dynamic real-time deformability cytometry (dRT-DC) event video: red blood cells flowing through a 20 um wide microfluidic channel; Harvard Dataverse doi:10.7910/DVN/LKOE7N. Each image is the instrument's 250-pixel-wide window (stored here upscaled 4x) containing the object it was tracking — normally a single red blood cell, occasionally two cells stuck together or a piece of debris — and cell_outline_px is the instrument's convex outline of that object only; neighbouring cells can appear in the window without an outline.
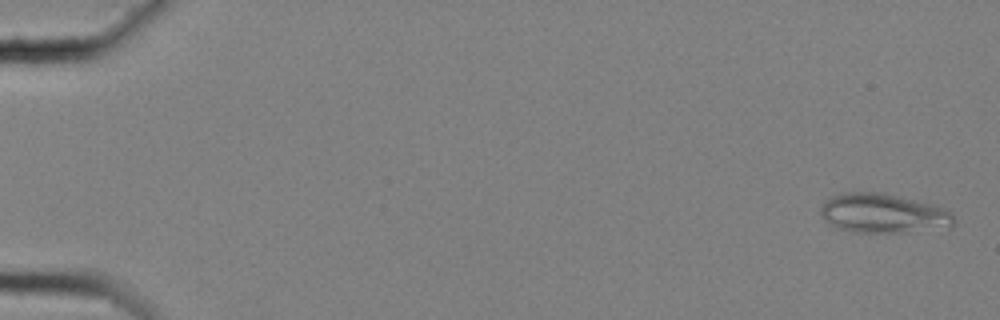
{"species": "common noctule bat (a hibernating species)", "species_latin": "Nyctalus noctula", "temperature_condition": "cold", "stored_images_in_passage": 59, "camera_frame_rate_fps": 3000, "um_per_image_px": 0.085, "animal": {"sex": "female", "body_mass_g": 25.1}, "frame": {"image": 1, "passage_image": 2, "time_ms": 0.333, "image_size_px": [1000, 320], "cell_outline_px": [[956, 224], [908, 232], [856, 232], [840, 228], [824, 220], [820, 212], [820, 208], [824, 200], [840, 192], [884, 192], [948, 208], [952, 212], [956, 220]], "centroid_in_image_um": [75.06, 18.1], "position_along_channel_um": 9.9, "area_um2": 30.58}}
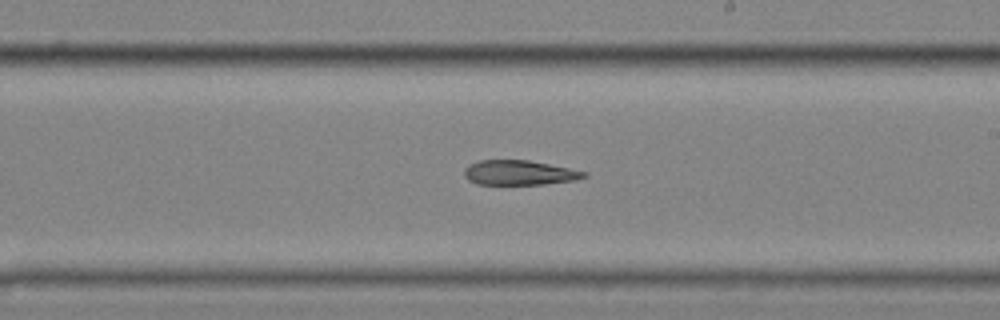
{"frame": {"image": 2, "passage_image": 36, "time_ms": 11.667, "image_size_px": [1000, 320], "cell_outline_px": [[588, 176], [576, 180], [544, 184], [476, 184], [468, 180], [464, 176], [464, 168], [468, 164], [480, 160], [528, 160], [588, 172]], "centroid_in_image_um": [44.12, 14.68], "position_along_channel_um": 244.9, "area_um2": 17.28}}
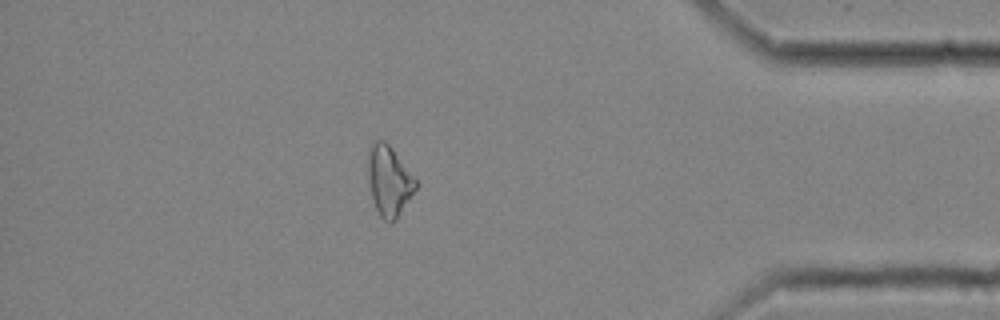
{"frame": {"image": 3, "passage_image": 52, "time_ms": 17.0, "image_size_px": [1000, 320], "cell_outline_px": [[416, 188], [396, 220], [392, 224], [388, 224], [380, 216], [376, 208], [372, 196], [368, 176], [368, 152], [372, 144], [376, 140], [384, 140], [392, 148], [416, 180]], "centroid_in_image_um": [33.06, 15.4], "position_along_channel_um": 402.1, "area_um2": 19.19}}